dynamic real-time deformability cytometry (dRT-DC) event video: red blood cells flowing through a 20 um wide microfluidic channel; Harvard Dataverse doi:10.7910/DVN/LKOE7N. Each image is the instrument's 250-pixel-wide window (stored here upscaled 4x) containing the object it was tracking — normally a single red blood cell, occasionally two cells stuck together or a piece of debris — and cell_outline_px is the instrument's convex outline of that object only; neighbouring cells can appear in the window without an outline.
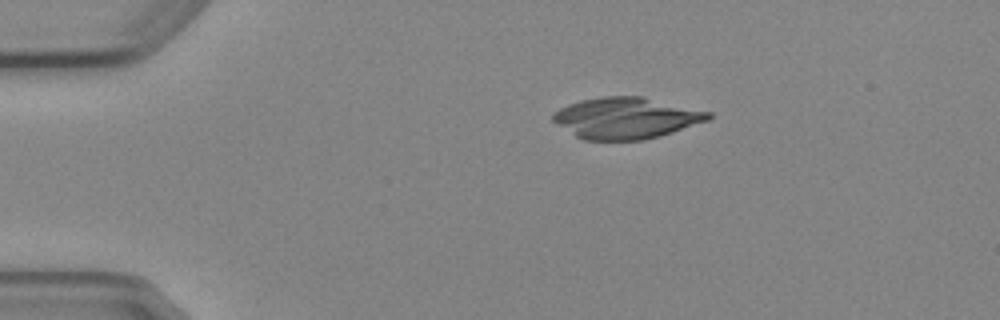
{"species": "Egyptian fruit bat (a non-hibernating species)", "species_latin": "Rousettus aegyptiacus", "temperature_condition": "cold", "stored_images_in_passage": 5, "camera_frame_rate_fps": 3000, "um_per_image_px": 0.085, "animal": {"sex": "female"}, "frame": {"image": 1, "passage_image": 2, "time_ms": 1.333, "image_size_px": [1000, 320], "cell_outline_px": [[712, 120], [660, 136], [644, 140], [584, 140], [576, 136], [552, 120], [552, 116], [560, 108], [568, 104], [580, 100], [604, 96], [644, 96], [712, 112]], "centroid_in_image_um": [53.29, 10.03], "position_along_channel_um": 31.7, "area_um2": 37.63}}